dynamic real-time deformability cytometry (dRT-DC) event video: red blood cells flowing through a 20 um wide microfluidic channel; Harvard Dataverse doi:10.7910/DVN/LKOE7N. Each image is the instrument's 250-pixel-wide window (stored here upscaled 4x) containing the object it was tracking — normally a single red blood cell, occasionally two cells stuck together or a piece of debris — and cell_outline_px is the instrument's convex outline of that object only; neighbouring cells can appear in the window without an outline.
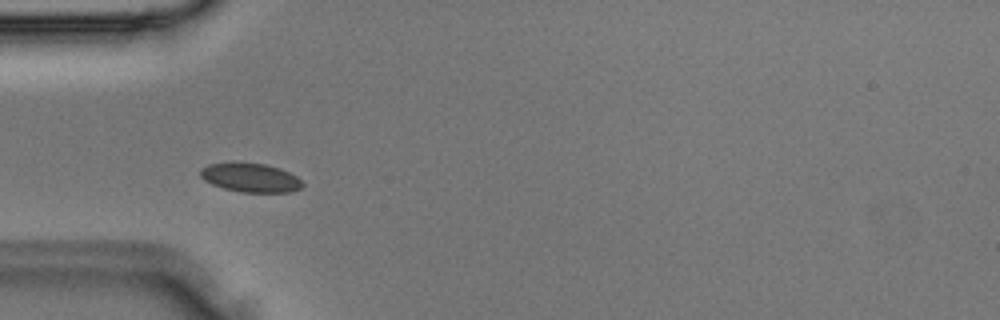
{"species": "Egyptian fruit bat (a non-hibernating species)", "species_latin": "Rousettus aegyptiacus", "temperature_condition": "room temperature", "stored_images_in_passage": 2, "camera_frame_rate_fps": 3000, "um_per_image_px": 0.085, "animal": {"sex": "male"}, "frame": {"image": 1, "passage_image": 1, "time_ms": 0.0, "image_size_px": [1000, 320], "cell_outline_px": [[304, 184], [300, 188], [292, 192], [240, 192], [224, 188], [212, 184], [204, 180], [200, 176], [200, 168], [208, 164], [232, 160], [264, 164], [280, 168], [296, 176]], "centroid_in_image_um": [21.24, 15.06], "position_along_channel_um": 63.8, "area_um2": 17.63}}
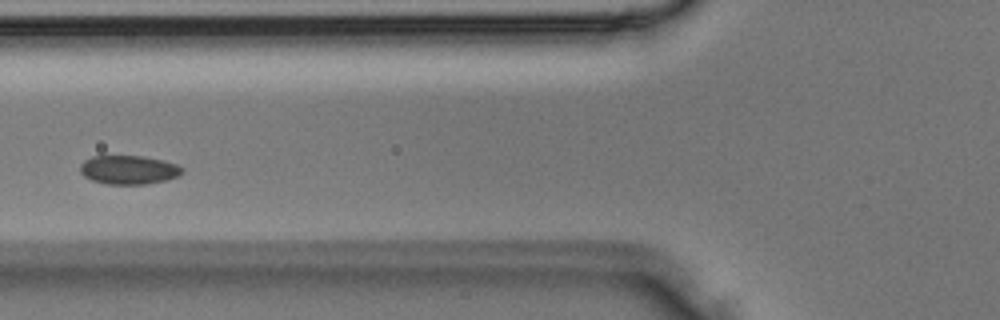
{"frame": {"image": 2, "passage_image": 2, "time_ms": 0.333, "image_size_px": [1000, 320], "cell_outline_px": [[184, 172], [180, 176], [168, 180], [144, 184], [108, 184], [92, 180], [84, 176], [80, 172], [80, 164], [84, 160], [92, 156], [144, 156], [164, 160], [176, 164], [184, 168]], "centroid_in_image_um": [10.98, 14.43], "position_along_channel_um": 114.8, "area_um2": 17.34}}